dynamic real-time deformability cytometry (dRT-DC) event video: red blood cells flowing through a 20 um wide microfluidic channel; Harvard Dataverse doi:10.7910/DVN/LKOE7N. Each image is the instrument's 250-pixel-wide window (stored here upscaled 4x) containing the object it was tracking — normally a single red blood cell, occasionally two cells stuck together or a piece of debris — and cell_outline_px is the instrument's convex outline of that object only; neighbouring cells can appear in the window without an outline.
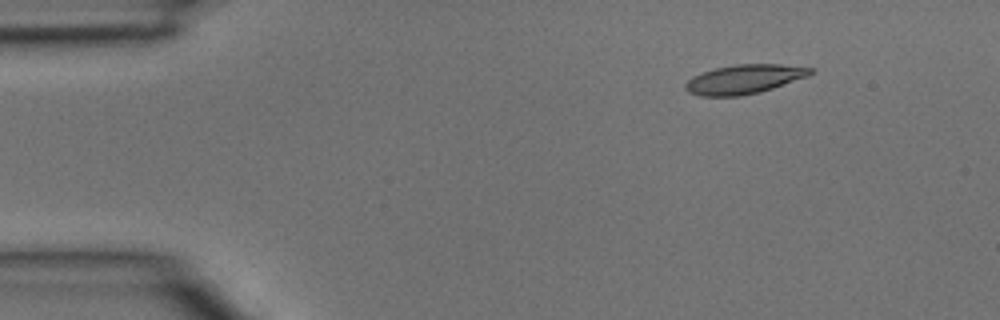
{"species": "common noctule bat (a hibernating species)", "species_latin": "Nyctalus noctula", "temperature_condition": "room temperature", "stored_images_in_passage": 3, "segment_of_instrument_passage": [2, 2], "camera_frame_rate_fps": 3000, "um_per_image_px": 0.085, "animal": {"sex": "male", "body_mass_g": 15.6}, "frame": {"image": 1, "passage_image": 3, "time_ms": 0.667, "image_size_px": [1000, 320], "cell_outline_px": [[816, 72], [808, 76], [760, 92], [740, 96], [700, 96], [688, 92], [684, 88], [684, 84], [692, 76], [716, 68], [736, 64], [780, 64], [816, 68]], "centroid_in_image_um": [63.28, 6.73], "position_along_channel_um": 21.7, "area_um2": 21.33}}